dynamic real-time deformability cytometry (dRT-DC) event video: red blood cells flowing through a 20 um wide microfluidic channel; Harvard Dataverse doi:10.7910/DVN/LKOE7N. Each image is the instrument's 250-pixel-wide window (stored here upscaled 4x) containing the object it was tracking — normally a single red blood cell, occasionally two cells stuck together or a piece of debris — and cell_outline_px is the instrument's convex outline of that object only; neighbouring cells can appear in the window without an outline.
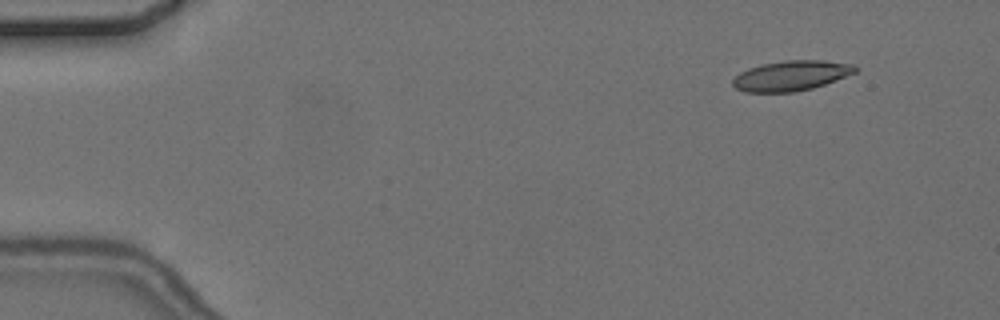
{"species": "common noctule bat (a hibernating species)", "species_latin": "Nyctalus noctula", "temperature_condition": "cold", "stored_images_in_passage": 4, "camera_frame_rate_fps": 3000, "um_per_image_px": 0.085, "animal": {"sex": "female", "body_mass_g": 24.6, "forearm_length_mm": 56.2}, "frame": {"image": 1, "passage_image": 2, "time_ms": 1.333, "image_size_px": [1000, 320], "cell_outline_px": [[860, 68], [856, 72], [824, 84], [812, 88], [796, 92], [744, 92], [736, 88], [732, 84], [732, 80], [740, 72], [748, 68], [760, 64], [784, 60], [824, 60], [856, 64]], "centroid_in_image_um": [67.26, 6.42], "position_along_channel_um": 17.7, "area_um2": 21.68}}
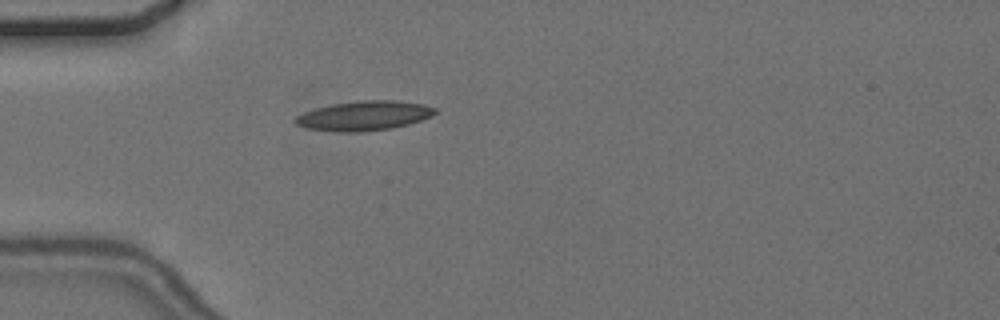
{"frame": {"image": 2, "passage_image": 4, "time_ms": 5.0, "image_size_px": [1000, 320], "cell_outline_px": [[436, 112], [432, 116], [408, 124], [392, 128], [360, 132], [340, 132], [308, 128], [296, 124], [296, 116], [304, 112], [316, 108], [332, 104], [360, 100], [396, 100], [424, 104], [436, 108]], "centroid_in_image_um": [30.98, 9.83], "position_along_channel_um": 54.0, "area_um2": 23.93}}